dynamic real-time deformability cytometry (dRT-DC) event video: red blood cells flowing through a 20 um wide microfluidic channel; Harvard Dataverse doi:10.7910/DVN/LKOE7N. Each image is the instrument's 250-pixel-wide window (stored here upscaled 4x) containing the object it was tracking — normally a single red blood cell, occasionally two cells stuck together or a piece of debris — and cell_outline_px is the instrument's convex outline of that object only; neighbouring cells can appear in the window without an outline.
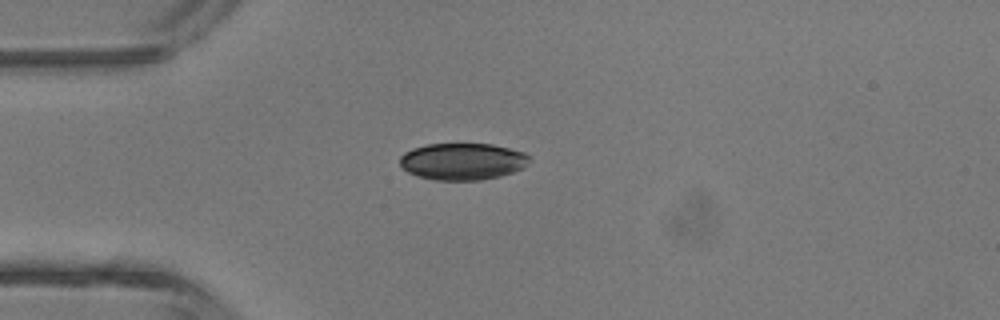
{"species": "common noctule bat (a hibernating species)", "species_latin": "Nyctalus noctula", "temperature_condition": "room temperature", "stored_images_in_passage": 1, "camera_frame_rate_fps": 3000, "um_per_image_px": 0.085, "animal": {"sex": "male", "body_mass_g": 13.3}, "frame": {"image": 1, "passage_image": 1, "time_ms": 0.0, "image_size_px": [1000, 320], "cell_outline_px": [[532, 160], [524, 168], [500, 176], [480, 180], [436, 180], [416, 176], [408, 172], [400, 164], [400, 156], [404, 152], [412, 148], [428, 144], [492, 144], [524, 152], [532, 156]], "centroid_in_image_um": [39.35, 13.72], "position_along_channel_um": 45.7, "area_um2": 28.03}}